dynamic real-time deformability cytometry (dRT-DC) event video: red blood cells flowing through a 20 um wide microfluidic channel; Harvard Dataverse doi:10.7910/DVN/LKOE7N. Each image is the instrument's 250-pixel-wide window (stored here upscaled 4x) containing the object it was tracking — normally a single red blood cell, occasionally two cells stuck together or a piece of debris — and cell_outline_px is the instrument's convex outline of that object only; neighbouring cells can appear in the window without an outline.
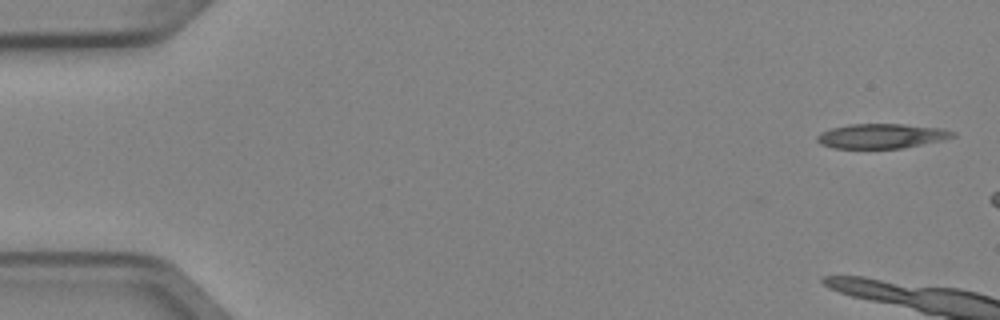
{"species": "Egyptian fruit bat (a non-hibernating species)", "species_latin": "Rousettus aegyptiacus", "temperature_condition": "cold", "stored_images_in_passage": 2, "camera_frame_rate_fps": 3000, "um_per_image_px": 0.085, "animal": {"sex": "female"}, "frame": {"image": 1, "passage_image": 2, "time_ms": 0.333, "image_size_px": [1000, 320], "cell_outline_px": [[956, 136], [940, 140], [900, 148], [832, 148], [820, 144], [816, 140], [816, 136], [820, 132], [832, 128], [848, 124], [904, 124], [940, 128], [956, 132]], "centroid_in_image_um": [74.87, 11.55], "position_along_channel_um": 10.1, "area_um2": 19.36}}